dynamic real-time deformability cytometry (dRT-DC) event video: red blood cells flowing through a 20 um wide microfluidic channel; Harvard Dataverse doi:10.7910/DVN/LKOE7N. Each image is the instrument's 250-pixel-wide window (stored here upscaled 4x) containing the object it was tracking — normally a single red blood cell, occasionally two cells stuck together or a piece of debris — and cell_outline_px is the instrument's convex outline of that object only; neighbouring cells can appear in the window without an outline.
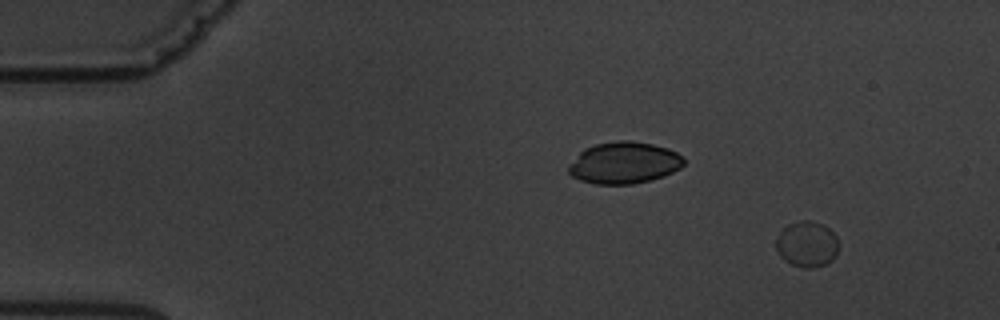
{"species": "common noctule bat (a hibernating species)", "species_latin": "Nyctalus noctula", "temperature_condition": "warm", "stored_images_in_passage": 14, "camera_frame_rate_fps": 3000, "um_per_image_px": 0.085, "animal": {"sex": "male", "body_mass_g": 19.5, "forearm_length_mm": 54.6}, "frame": {"image": 1, "passage_image": 1, "time_ms": 0.0, "image_size_px": [1000, 320], "cell_outline_px": [[836, 256], [828, 264], [812, 268], [804, 268], [792, 264], [784, 260], [776, 252], [776, 240], [780, 232], [788, 224], [800, 220], [808, 220], [824, 224], [836, 236]], "centroid_in_image_um": [68.57, 20.76], "position_along_channel_um": 16.4, "area_um2": 16.7}}
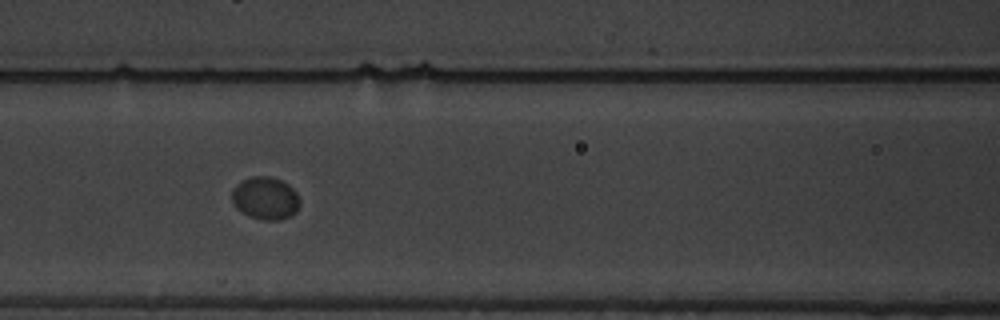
{"frame": {"image": 2, "passage_image": 6, "time_ms": 6.667, "image_size_px": [1000, 320], "cell_outline_px": [[300, 204], [296, 212], [280, 220], [264, 220], [248, 216], [236, 208], [232, 204], [232, 188], [236, 184], [252, 176], [272, 176], [288, 184], [296, 192], [300, 200]], "centroid_in_image_um": [22.54, 16.85], "position_along_channel_um": 144.1, "area_um2": 16.99}}
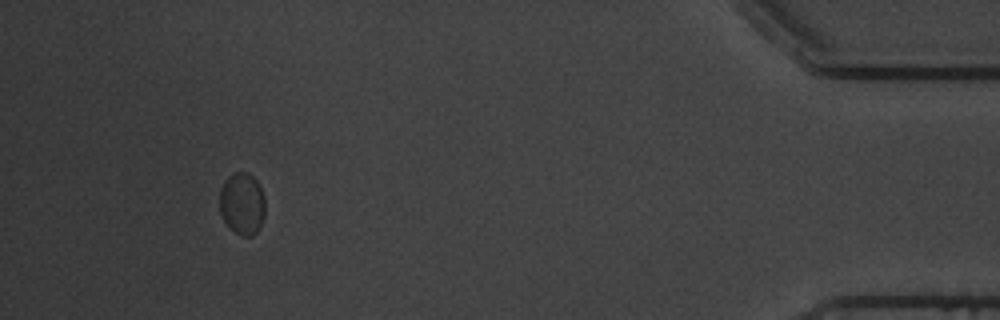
{"frame": {"image": 3, "passage_image": 13, "time_ms": 16.0, "image_size_px": [1000, 320], "cell_outline_px": [[264, 216], [260, 228], [252, 236], [244, 236], [228, 228], [220, 212], [220, 188], [224, 180], [232, 172], [248, 172], [256, 180], [264, 196]], "centroid_in_image_um": [20.57, 17.3], "position_along_channel_um": 414.6, "area_um2": 16.59}, "authors_computed_cell_mechanics": {"area_um2": 16.5019, "velocity_mm_per_s": 3.5608, "shape_relaxation_time_tau1_ms": 1.0773, "shape_relaxation_time_tau2_ms": null, "deformation_change_tau1": 0.0194, "deformation_change_tau2": null}}